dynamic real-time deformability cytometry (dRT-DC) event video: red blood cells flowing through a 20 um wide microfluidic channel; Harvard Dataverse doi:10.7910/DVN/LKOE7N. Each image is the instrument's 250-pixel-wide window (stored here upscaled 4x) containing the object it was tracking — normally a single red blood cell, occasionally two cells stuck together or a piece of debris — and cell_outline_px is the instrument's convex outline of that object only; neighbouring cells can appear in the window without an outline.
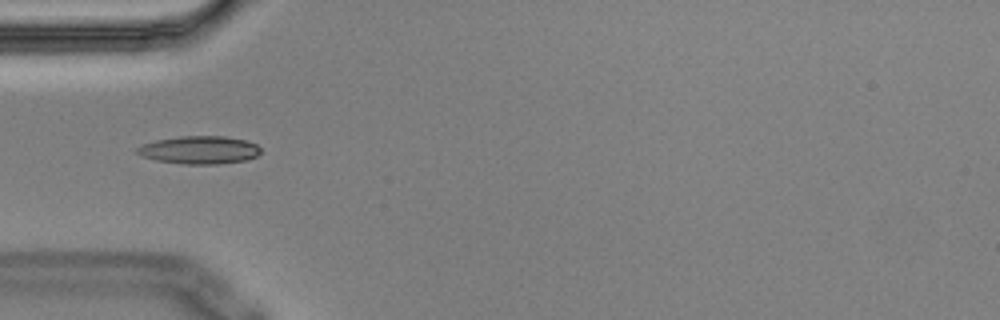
{"species": "Egyptian fruit bat (a non-hibernating species)", "species_latin": "Rousettus aegyptiacus", "temperature_condition": "cold", "stored_images_in_passage": 2, "camera_frame_rate_fps": 3000, "um_per_image_px": 0.085, "animal": {"sex": "male"}, "frame": {"image": 1, "passage_image": 2, "time_ms": 0.333, "image_size_px": [1000, 320], "cell_outline_px": [[260, 152], [256, 156], [248, 160], [220, 164], [184, 164], [156, 160], [144, 156], [136, 152], [136, 148], [144, 144], [156, 140], [180, 136], [224, 136], [244, 140], [256, 144], [260, 148]], "centroid_in_image_um": [16.98, 12.75], "position_along_channel_um": 68.0, "area_um2": 20.0}}